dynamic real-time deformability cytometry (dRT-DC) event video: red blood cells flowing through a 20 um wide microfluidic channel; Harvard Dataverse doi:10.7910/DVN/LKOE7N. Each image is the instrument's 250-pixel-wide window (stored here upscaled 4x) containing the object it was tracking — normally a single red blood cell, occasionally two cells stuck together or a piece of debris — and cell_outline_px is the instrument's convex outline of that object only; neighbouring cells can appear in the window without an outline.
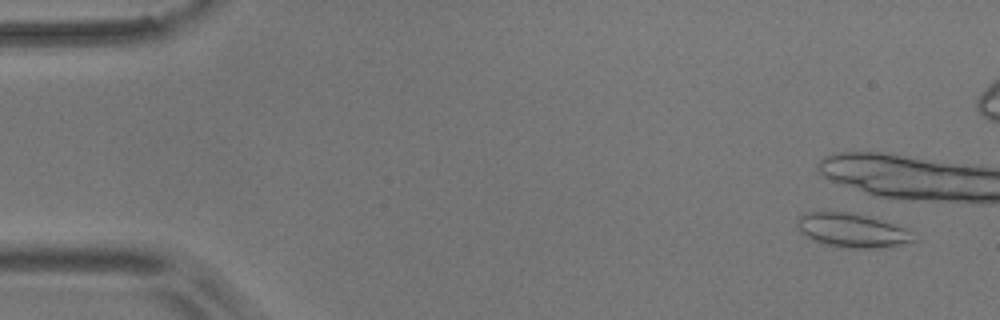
{"species": "common noctule bat (a hibernating species)", "species_latin": "Nyctalus noctula", "temperature_condition": "room temperature", "stored_images_in_passage": 7, "camera_frame_rate_fps": 3000, "um_per_image_px": 0.085, "animal": {"sex": "male", "body_mass_g": 17.9}, "frame": {"image": 1, "passage_image": 3, "time_ms": 0.667, "image_size_px": [1000, 320], "cell_outline_px": [[916, 240], [900, 244], [880, 248], [844, 248], [824, 244], [812, 240], [796, 228], [796, 216], [804, 212], [852, 212], [868, 216], [908, 228]], "centroid_in_image_um": [72.38, 19.57], "position_along_channel_um": 12.6, "area_um2": 23.29}}